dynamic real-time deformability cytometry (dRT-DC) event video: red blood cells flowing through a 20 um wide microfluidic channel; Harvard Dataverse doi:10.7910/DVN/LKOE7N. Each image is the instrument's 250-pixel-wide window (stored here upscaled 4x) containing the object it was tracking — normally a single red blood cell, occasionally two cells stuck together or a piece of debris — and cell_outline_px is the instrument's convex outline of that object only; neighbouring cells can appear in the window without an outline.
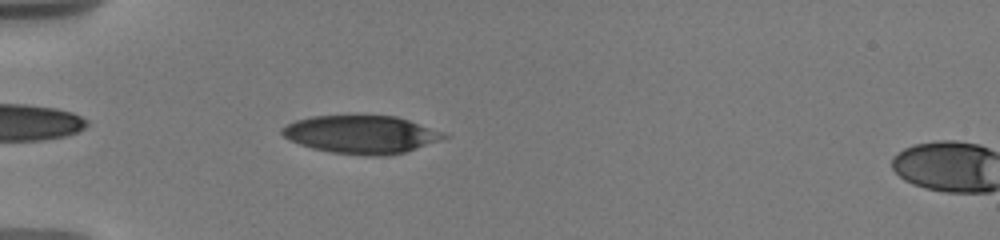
{"species": "human", "species_latin": "Homo sapiens", "temperature_condition": "warm", "stored_images_in_passage": 42, "camera_frame_rate_fps": 3000, "um_per_image_px": 0.085, "donor": {"sex": "male"}, "frame": {"image": 1, "passage_image": 7, "time_ms": 1.667, "image_size_px": [1000, 240], "cell_outline_px": [[452, 136], [404, 152], [384, 156], [368, 156], [332, 152], [312, 148], [300, 144], [284, 136], [280, 132], [280, 128], [296, 120], [312, 116], [396, 116], [444, 132]], "centroid_in_image_um": [30.72, 11.43], "position_along_channel_um": 54.3, "area_um2": 35.55}}
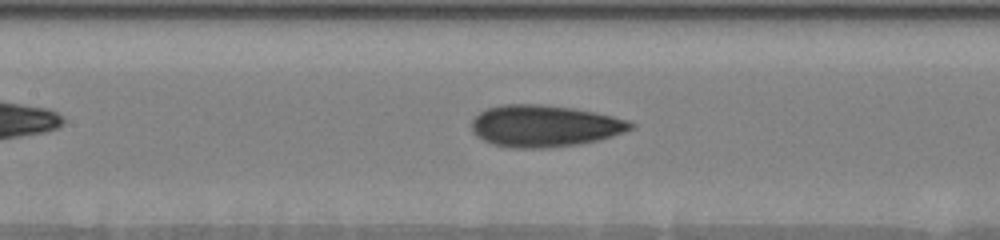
{"frame": {"image": 2, "passage_image": 19, "time_ms": 5.0, "image_size_px": [1000, 240], "cell_outline_px": [[636, 124], [632, 128], [624, 132], [612, 136], [596, 140], [576, 144], [548, 148], [508, 148], [492, 144], [476, 136], [472, 132], [472, 120], [480, 112], [488, 108], [504, 104], [540, 104], [572, 108], [612, 116], [628, 120]], "centroid_in_image_um": [46.25, 10.71], "position_along_channel_um": 161.2, "area_um2": 38.55}}
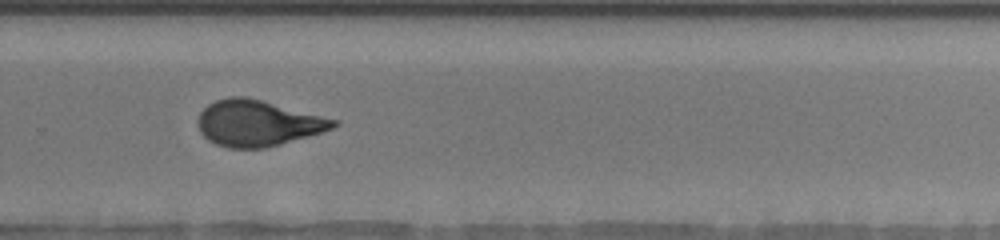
{"frame": {"image": 3, "passage_image": 26, "time_ms": 9.0, "image_size_px": [1000, 240], "cell_outline_px": [[340, 124], [332, 128], [308, 136], [280, 144], [264, 148], [228, 148], [216, 144], [208, 140], [200, 132], [200, 112], [208, 104], [216, 100], [228, 96], [244, 96], [340, 120]], "centroid_in_image_um": [21.92, 10.47], "position_along_channel_um": 307.9, "area_um2": 35.95}, "authors_computed_cell_mechanics": {"area_um2": 36.3273, "velocity_mm_per_s": 3.6861, "shape_relaxation_time_tau1_ms": 8.3778, "shape_relaxation_time_tau2_ms": 1.5907, "deformation_change_tau1": 0.2497, "deformation_change_tau2": 0.0901}}